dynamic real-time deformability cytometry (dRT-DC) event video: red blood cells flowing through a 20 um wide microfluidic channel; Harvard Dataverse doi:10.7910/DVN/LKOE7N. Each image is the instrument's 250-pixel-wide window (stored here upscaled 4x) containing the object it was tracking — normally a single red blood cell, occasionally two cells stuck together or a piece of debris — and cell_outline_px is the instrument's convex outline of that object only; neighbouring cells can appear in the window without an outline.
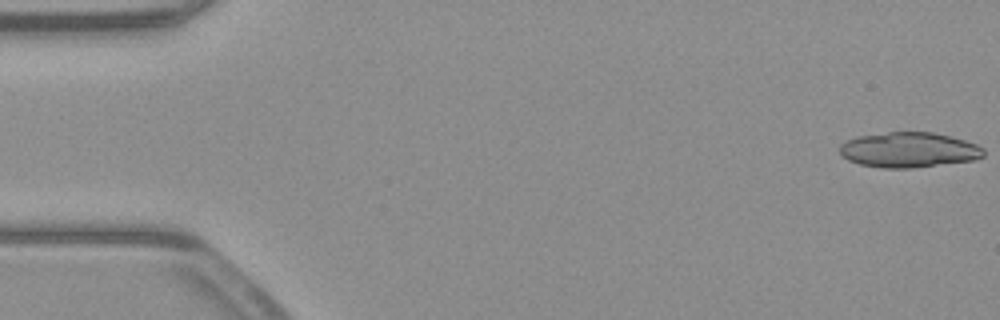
{"species": "common noctule bat (a hibernating species)", "species_latin": "Nyctalus noctula", "temperature_condition": "warm", "stored_images_in_passage": 31, "camera_frame_rate_fps": 3000, "um_per_image_px": 0.085, "animal": {"sex": "male", "body_mass_g": 23.1, "forearm_length_mm": 52.7}, "frame": {"image": 1, "passage_image": 1, "time_ms": 0.0, "image_size_px": [1000, 320], "cell_outline_px": [[984, 156], [976, 160], [908, 168], [880, 168], [860, 164], [848, 160], [840, 156], [840, 144], [848, 140], [860, 136], [888, 132], [932, 132], [952, 136], [976, 144], [984, 148]], "centroid_in_image_um": [77.26, 12.74], "position_along_channel_um": 7.7, "area_um2": 29.54}}
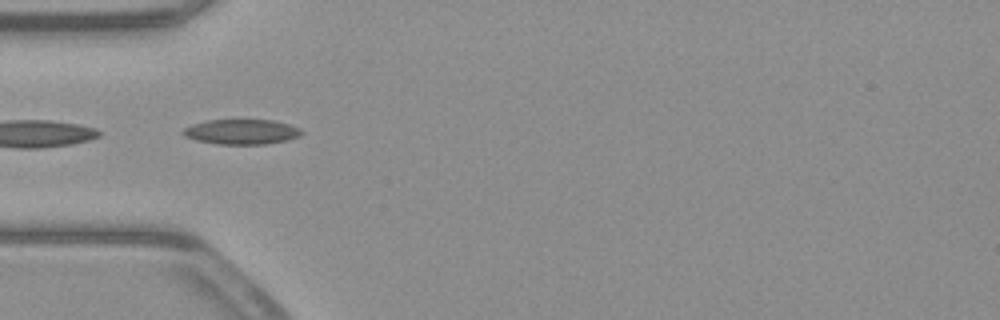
{"frame": {"image": 2, "passage_image": 17, "time_ms": 5.333, "image_size_px": [1000, 320], "cell_outline_px": [[304, 132], [300, 136], [288, 140], [264, 144], [216, 144], [196, 140], [184, 136], [180, 132], [184, 128], [192, 124], [208, 120], [272, 120], [288, 124], [300, 128]], "centroid_in_image_um": [20.52, 11.2], "position_along_channel_um": 64.5, "area_um2": 17.34}}
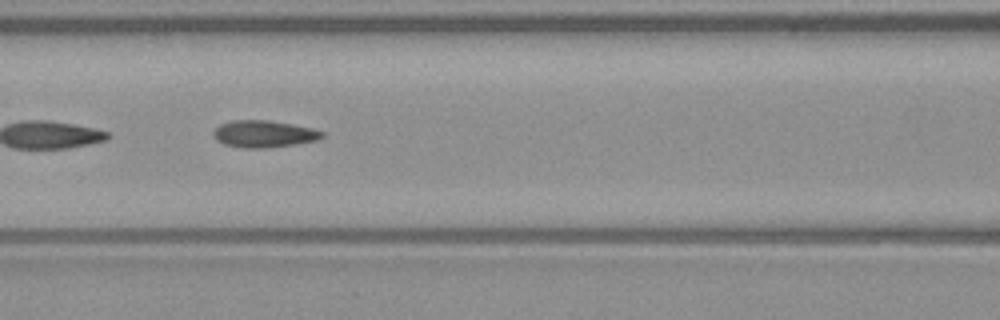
{"frame": {"image": 3, "passage_image": 23, "time_ms": 7.333, "image_size_px": [1000, 320], "cell_outline_px": [[324, 136], [316, 140], [296, 144], [264, 148], [244, 148], [224, 144], [216, 140], [212, 136], [212, 132], [220, 124], [232, 120], [268, 120], [292, 124], [312, 128], [324, 132]], "centroid_in_image_um": [22.4, 11.38], "position_along_channel_um": 144.2, "area_um2": 17.11}}